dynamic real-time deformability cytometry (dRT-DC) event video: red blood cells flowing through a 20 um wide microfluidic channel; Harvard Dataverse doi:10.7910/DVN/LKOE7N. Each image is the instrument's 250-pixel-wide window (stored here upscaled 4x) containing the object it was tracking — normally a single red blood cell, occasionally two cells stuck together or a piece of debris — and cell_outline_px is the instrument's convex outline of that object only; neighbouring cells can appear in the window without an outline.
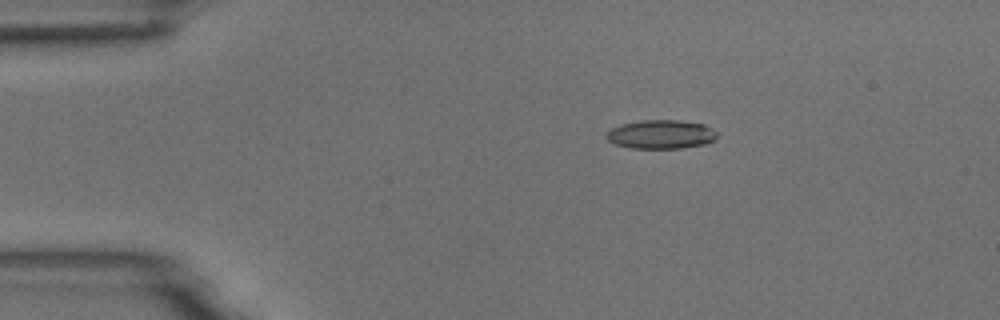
{"species": "common noctule bat (a hibernating species)", "species_latin": "Nyctalus noctula", "temperature_condition": "room temperature", "stored_images_in_passage": 5, "camera_frame_rate_fps": 3000, "um_per_image_px": 0.085, "animal": {"sex": "male", "body_mass_g": 18.8}, "frame": {"image": 1, "passage_image": 3, "time_ms": 0.667, "image_size_px": [1000, 320], "cell_outline_px": [[716, 140], [704, 144], [680, 148], [628, 148], [616, 144], [608, 140], [604, 136], [612, 128], [620, 124], [644, 120], [680, 120], [704, 124], [712, 128], [716, 132]], "centroid_in_image_um": [56.18, 11.42], "position_along_channel_um": 28.8, "area_um2": 18.61}}
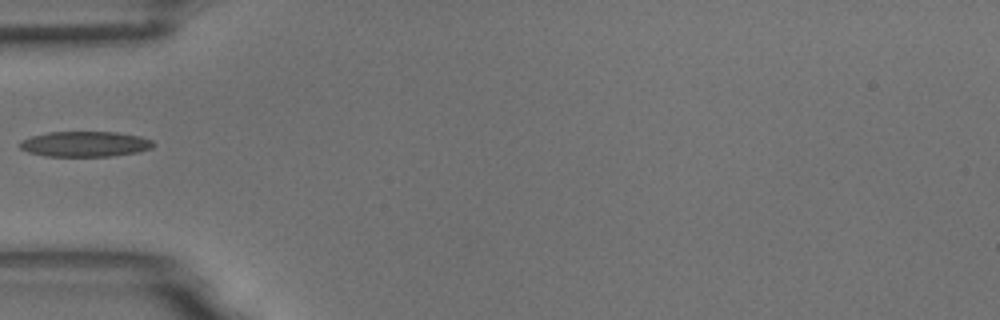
{"frame": {"image": 2, "passage_image": 5, "time_ms": 1.333, "image_size_px": [1000, 320], "cell_outline_px": [[156, 144], [152, 148], [136, 152], [112, 156], [44, 156], [28, 152], [20, 148], [16, 144], [20, 140], [32, 136], [48, 132], [116, 132], [140, 136], [152, 140]], "centroid_in_image_um": [7.2, 12.24], "position_along_channel_um": 77.8, "area_um2": 19.88}}